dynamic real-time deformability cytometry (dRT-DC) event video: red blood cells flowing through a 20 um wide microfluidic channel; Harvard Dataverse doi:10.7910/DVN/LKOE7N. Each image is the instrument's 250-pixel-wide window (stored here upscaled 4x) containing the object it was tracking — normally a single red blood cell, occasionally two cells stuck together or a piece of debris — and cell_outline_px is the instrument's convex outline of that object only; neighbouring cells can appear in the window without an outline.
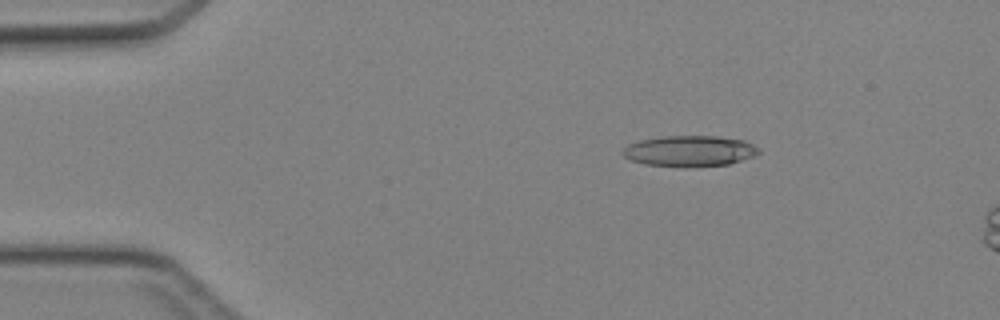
{"species": "Egyptian fruit bat (a non-hibernating species)", "species_latin": "Rousettus aegyptiacus", "temperature_condition": "cold", "stored_images_in_passage": 13, "camera_frame_rate_fps": 3000, "um_per_image_px": 0.085, "animal": {"sex": "female"}, "frame": {"image": 1, "passage_image": 8, "time_ms": 2.333, "image_size_px": [1000, 320], "cell_outline_px": [[760, 152], [756, 156], [728, 164], [684, 168], [644, 164], [632, 160], [624, 156], [620, 152], [628, 144], [640, 140], [660, 136], [716, 136], [744, 140], [760, 148]], "centroid_in_image_um": [58.62, 12.84], "position_along_channel_um": 26.4, "area_um2": 24.8}}